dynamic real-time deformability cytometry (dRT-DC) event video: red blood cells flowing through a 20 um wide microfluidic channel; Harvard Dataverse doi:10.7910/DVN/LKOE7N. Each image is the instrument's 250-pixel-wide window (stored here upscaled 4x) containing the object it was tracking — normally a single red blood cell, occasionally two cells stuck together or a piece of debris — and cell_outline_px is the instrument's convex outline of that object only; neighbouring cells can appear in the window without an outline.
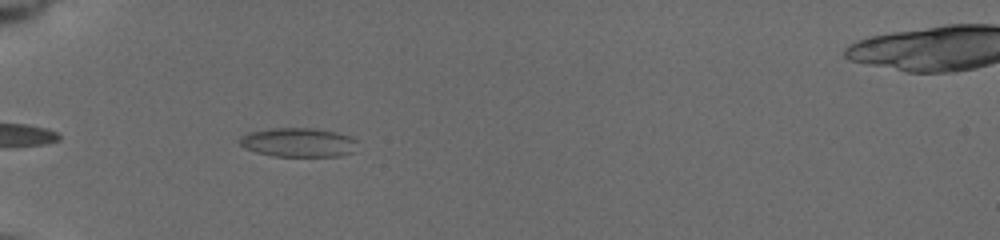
{"species": "common noctule bat (a hibernating species)", "species_latin": "Nyctalus noctula", "temperature_condition": "cold", "stored_images_in_passage": 41, "camera_frame_rate_fps": 3000, "um_per_image_px": 0.085, "animal": {"sex": "female", "body_mass_g": 19.5, "forearm_length_mm": 54.1}, "frame": {"image": 1, "passage_image": 4, "time_ms": 1.0, "image_size_px": [1000, 240], "cell_outline_px": [[356, 140], [352, 152], [340, 156], [272, 156], [256, 152], [244, 148], [236, 140], [240, 136], [248, 132], [272, 128], [316, 128], [336, 132], [348, 136]], "centroid_in_image_um": [25.28, 12.1], "position_along_channel_um": 59.7, "area_um2": 20.0}}
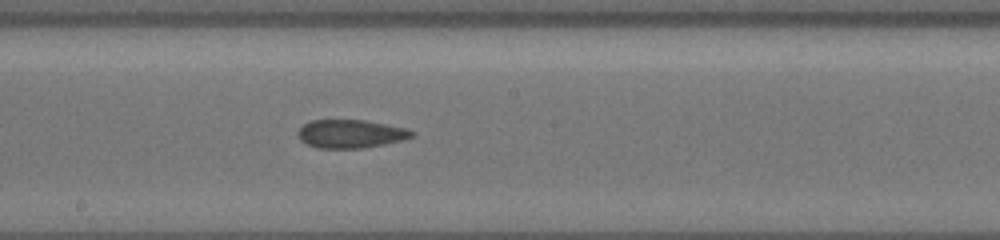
{"frame": {"image": 2, "passage_image": 18, "time_ms": 5.667, "image_size_px": [1000, 240], "cell_outline_px": [[416, 132], [412, 136], [404, 140], [384, 144], [360, 148], [316, 148], [300, 140], [296, 132], [304, 124], [312, 120], [364, 120], [408, 128]], "centroid_in_image_um": [29.81, 11.37], "position_along_channel_um": 218.4, "area_um2": 18.84}}
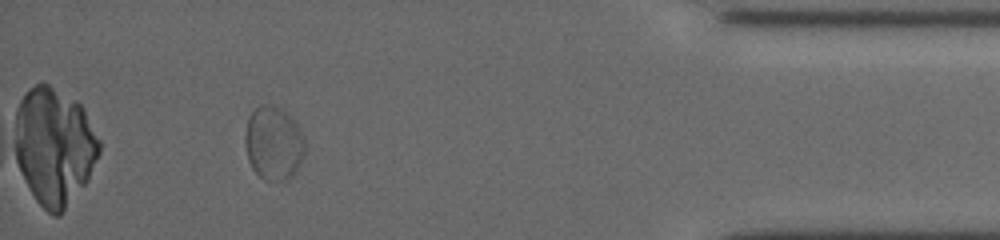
{"frame": {"image": 3, "passage_image": 37, "time_ms": 12.0, "image_size_px": [1000, 240], "cell_outline_px": [[304, 156], [296, 172], [288, 180], [264, 180], [252, 168], [248, 160], [244, 144], [244, 136], [248, 120], [252, 112], [260, 104], [268, 104], [288, 112], [304, 136]], "centroid_in_image_um": [23.25, 12.18], "position_along_channel_um": 411.9, "area_um2": 25.84}, "authors_computed_cell_mechanics": {"area_um2": 19.8254, "velocity_mm_per_s": 3.7089, "shape_relaxation_time_tau1_ms": null, "shape_relaxation_time_tau2_ms": 2.105, "deformation_change_tau1": null, "deformation_change_tau2": 0.0577}}